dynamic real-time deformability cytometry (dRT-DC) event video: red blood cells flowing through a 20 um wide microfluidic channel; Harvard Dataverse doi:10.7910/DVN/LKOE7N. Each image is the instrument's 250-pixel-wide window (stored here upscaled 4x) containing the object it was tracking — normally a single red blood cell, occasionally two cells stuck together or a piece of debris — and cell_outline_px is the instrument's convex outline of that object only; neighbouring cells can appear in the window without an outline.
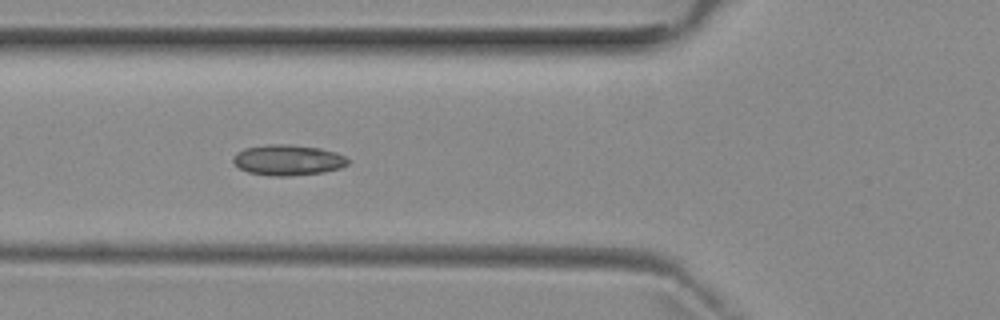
{"species": "common noctule bat (a hibernating species)", "species_latin": "Nyctalus noctula", "temperature_condition": "room temperature", "stored_images_in_passage": 5, "camera_frame_rate_fps": 3000, "um_per_image_px": 0.085, "animal": {"sex": "female", "body_mass_g": 29.2, "forearm_length_mm": 56.3}, "frame": {"image": 1, "passage_image": 5, "time_ms": 4.667, "image_size_px": [1000, 320], "cell_outline_px": [[352, 160], [348, 164], [340, 168], [324, 172], [292, 176], [272, 176], [248, 172], [240, 168], [232, 160], [232, 156], [236, 152], [244, 148], [268, 144], [288, 144], [320, 148], [336, 152]], "centroid_in_image_um": [24.48, 13.6], "position_along_channel_um": 101.3, "area_um2": 20.69}}